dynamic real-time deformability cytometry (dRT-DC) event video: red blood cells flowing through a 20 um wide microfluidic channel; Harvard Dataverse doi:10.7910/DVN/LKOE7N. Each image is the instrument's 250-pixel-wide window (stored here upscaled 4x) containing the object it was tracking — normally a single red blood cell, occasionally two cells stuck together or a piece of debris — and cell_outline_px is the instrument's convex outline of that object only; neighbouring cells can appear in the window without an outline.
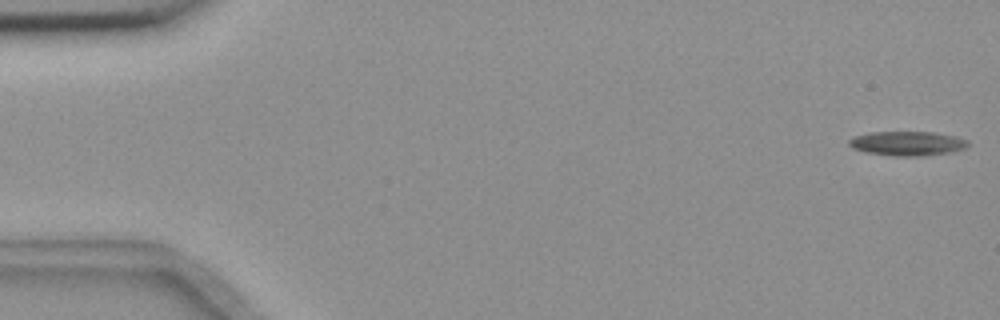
{"species": "common noctule bat (a hibernating species)", "species_latin": "Nyctalus noctula", "temperature_condition": "room temperature", "stored_images_in_passage": 3, "camera_frame_rate_fps": 3000, "um_per_image_px": 0.085, "animal": {"sex": "female", "body_mass_g": 18.4}, "frame": {"image": 1, "passage_image": 3, "time_ms": 0.667, "image_size_px": [1000, 320], "cell_outline_px": [[968, 144], [964, 148], [952, 152], [920, 156], [896, 156], [864, 152], [852, 148], [848, 144], [848, 140], [852, 136], [868, 132], [932, 132], [956, 136], [968, 140]], "centroid_in_image_um": [77.08, 12.19], "position_along_channel_um": 7.9, "area_um2": 16.99}}